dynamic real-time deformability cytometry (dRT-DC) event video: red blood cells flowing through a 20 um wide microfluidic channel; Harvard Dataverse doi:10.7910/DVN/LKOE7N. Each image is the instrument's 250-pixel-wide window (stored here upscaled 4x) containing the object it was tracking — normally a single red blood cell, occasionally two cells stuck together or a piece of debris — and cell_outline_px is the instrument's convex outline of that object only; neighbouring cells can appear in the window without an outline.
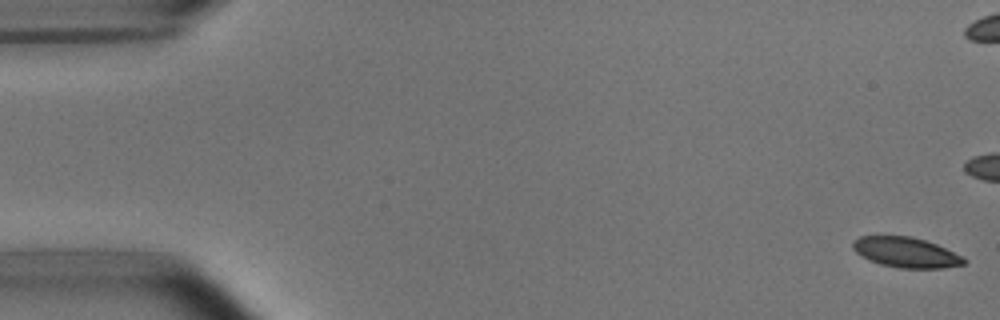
{"species": "common noctule bat (a hibernating species)", "species_latin": "Nyctalus noctula", "temperature_condition": "room temperature", "stored_images_in_passage": 9, "camera_frame_rate_fps": 3000, "um_per_image_px": 0.085, "animal": {"sex": "male", "body_mass_g": 15.6}, "frame": {"image": 1, "passage_image": 1, "time_ms": 0.0, "image_size_px": [1000, 320], "cell_outline_px": [[968, 260], [964, 264], [944, 268], [900, 268], [880, 264], [868, 260], [856, 252], [852, 248], [852, 240], [860, 236], [912, 236], [936, 244], [964, 256]], "centroid_in_image_um": [77.01, 21.45], "position_along_channel_um": 8.0, "area_um2": 19.71}}